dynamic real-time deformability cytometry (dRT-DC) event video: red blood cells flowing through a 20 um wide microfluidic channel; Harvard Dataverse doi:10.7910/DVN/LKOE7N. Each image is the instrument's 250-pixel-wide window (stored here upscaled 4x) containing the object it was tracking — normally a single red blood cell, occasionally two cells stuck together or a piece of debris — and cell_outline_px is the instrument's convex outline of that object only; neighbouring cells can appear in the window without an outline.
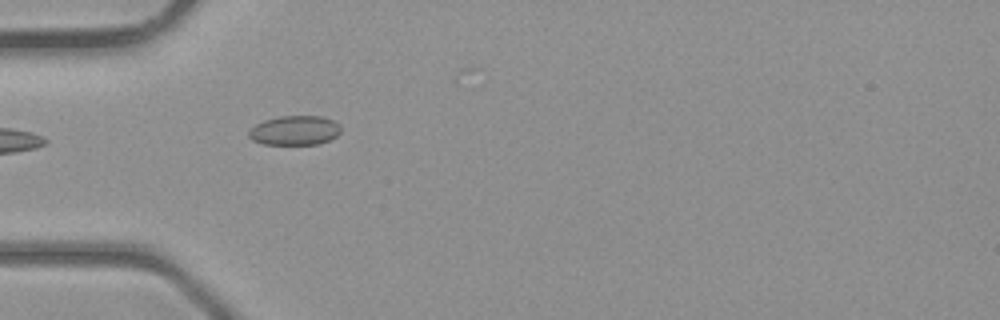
{"species": "common noctule bat (a hibernating species)", "species_latin": "Nyctalus noctula", "temperature_condition": "room temperature", "stored_images_in_passage": 4, "camera_frame_rate_fps": 3000, "um_per_image_px": 0.085, "animal": {"sex": "male", "body_mass_g": 23.1, "forearm_length_mm": 52.7}, "frame": {"image": 1, "passage_image": 3, "time_ms": 2.333, "image_size_px": [1000, 320], "cell_outline_px": [[340, 132], [336, 136], [320, 144], [264, 144], [252, 140], [248, 136], [248, 132], [256, 124], [264, 120], [280, 116], [320, 116], [332, 120], [340, 124]], "centroid_in_image_um": [25.05, 11.08], "position_along_channel_um": 60.0, "area_um2": 15.72}}